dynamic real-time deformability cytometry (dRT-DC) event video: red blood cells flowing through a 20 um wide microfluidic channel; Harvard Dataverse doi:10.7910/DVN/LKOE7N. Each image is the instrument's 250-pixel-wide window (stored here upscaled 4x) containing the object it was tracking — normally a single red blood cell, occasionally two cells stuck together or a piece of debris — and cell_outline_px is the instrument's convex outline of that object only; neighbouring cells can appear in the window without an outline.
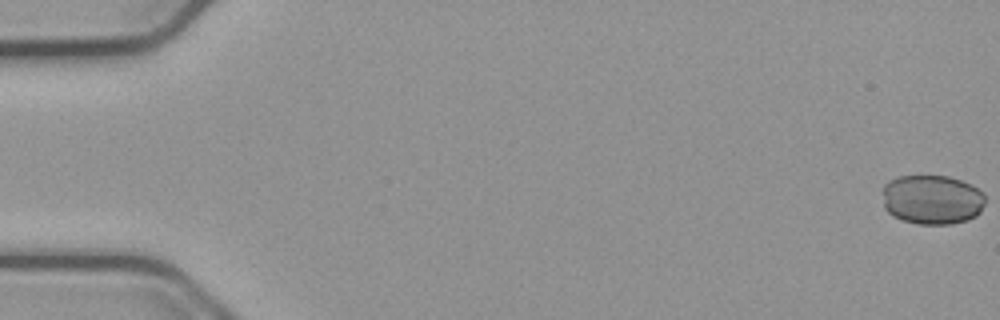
{"species": "common noctule bat (a hibernating species)", "species_latin": "Nyctalus noctula", "temperature_condition": "cold", "stored_images_in_passage": 56, "camera_frame_rate_fps": 3000, "um_per_image_px": 0.085, "animal": {"sex": "male", "body_mass_g": 23.1, "forearm_length_mm": 52.7}, "frame": {"image": 1, "passage_image": 1, "time_ms": 0.0, "image_size_px": [1000, 320], "cell_outline_px": [[984, 204], [980, 212], [976, 216], [968, 220], [952, 224], [916, 224], [892, 216], [884, 208], [884, 184], [888, 180], [900, 176], [948, 176], [972, 184], [984, 196]], "centroid_in_image_um": [79.22, 16.97], "position_along_channel_um": 5.8, "area_um2": 29.71}}